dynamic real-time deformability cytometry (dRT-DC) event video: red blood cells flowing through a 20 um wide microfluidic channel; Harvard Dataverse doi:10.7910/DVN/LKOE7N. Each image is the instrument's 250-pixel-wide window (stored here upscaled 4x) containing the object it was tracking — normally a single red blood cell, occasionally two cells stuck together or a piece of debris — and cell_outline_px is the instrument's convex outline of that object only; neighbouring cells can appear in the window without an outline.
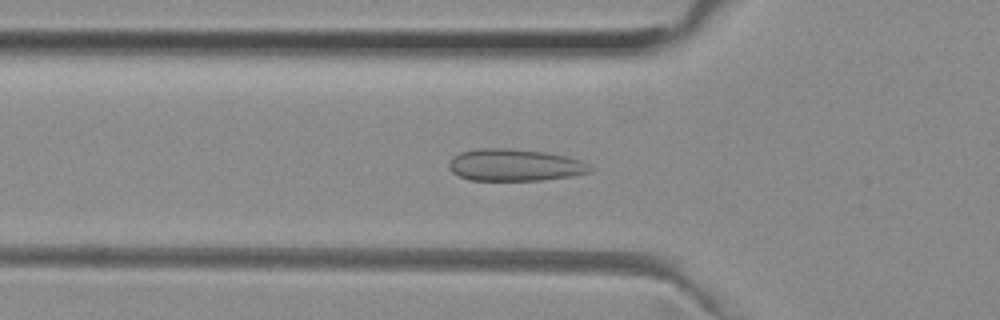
{"species": "common noctule bat (a hibernating species)", "species_latin": "Nyctalus noctula", "temperature_condition": "room temperature", "stored_images_in_passage": 41, "camera_frame_rate_fps": 3000, "um_per_image_px": 0.085, "animal": {"sex": "female", "body_mass_g": 29.2, "forearm_length_mm": 56.3}, "frame": {"image": 1, "passage_image": 9, "time_ms": 2.667, "image_size_px": [1000, 320], "cell_outline_px": [[596, 168], [592, 172], [572, 176], [544, 180], [468, 180], [452, 172], [448, 168], [448, 160], [452, 156], [460, 152], [476, 148], [508, 148], [548, 152], [568, 156], [580, 160]], "centroid_in_image_um": [43.77, 14.02], "position_along_channel_um": 82.0, "area_um2": 26.88}}
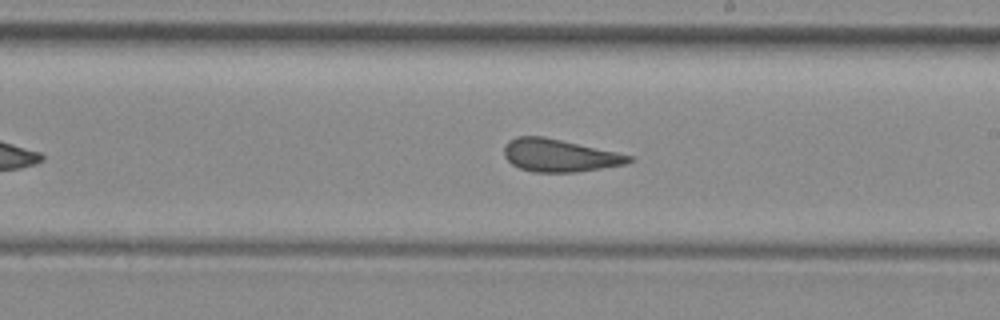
{"frame": {"image": 2, "passage_image": 21, "time_ms": 6.667, "image_size_px": [1000, 320], "cell_outline_px": [[636, 160], [628, 164], [576, 172], [532, 172], [520, 168], [512, 164], [504, 156], [504, 148], [508, 140], [516, 136], [544, 136], [616, 152], [632, 156]], "centroid_in_image_um": [47.56, 13.21], "position_along_channel_um": 241.4, "area_um2": 23.81}}
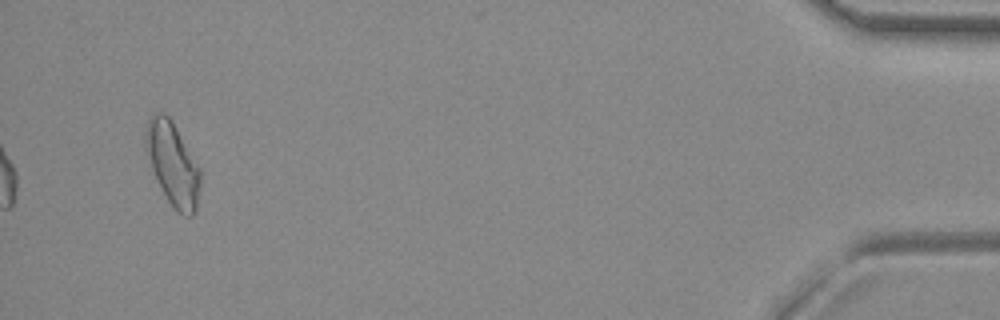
{"frame": {"image": 3, "passage_image": 41, "time_ms": 13.333, "image_size_px": [1000, 320], "cell_outline_px": [[200, 184], [196, 212], [192, 216], [184, 216], [172, 208], [152, 168], [144, 144], [144, 132], [148, 120], [156, 112], [164, 112], [172, 120], [200, 168]], "centroid_in_image_um": [14.69, 13.92], "position_along_channel_um": 420.5, "area_um2": 26.3}, "authors_computed_cell_mechanics": {"area_um2": 23.7558, "velocity_mm_per_s": 3.9784, "shape_relaxation_time_tau1_ms": null, "shape_relaxation_time_tau2_ms": 1.2039, "deformation_change_tau1": null, "deformation_change_tau2": 0.0753}}